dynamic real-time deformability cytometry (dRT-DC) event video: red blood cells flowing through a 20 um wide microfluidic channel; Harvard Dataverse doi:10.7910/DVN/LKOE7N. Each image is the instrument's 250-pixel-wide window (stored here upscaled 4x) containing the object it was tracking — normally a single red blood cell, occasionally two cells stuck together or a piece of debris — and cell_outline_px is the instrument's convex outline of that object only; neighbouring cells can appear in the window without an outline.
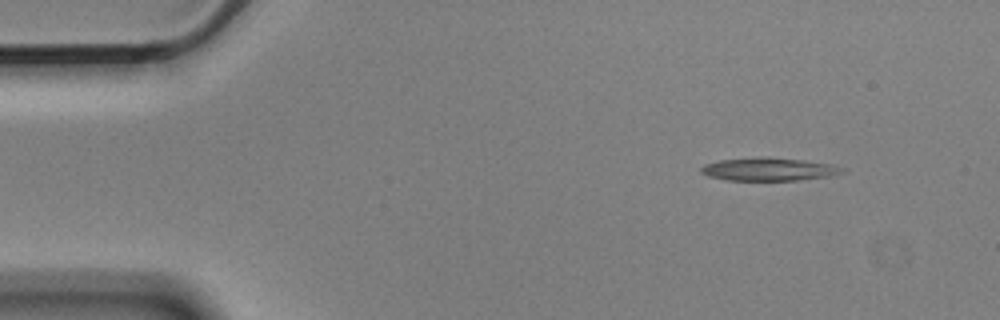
{"species": "Egyptian fruit bat (a non-hibernating species)", "species_latin": "Rousettus aegyptiacus", "temperature_condition": "cold", "stored_images_in_passage": 3, "camera_frame_rate_fps": 3000, "um_per_image_px": 0.085, "animal": {"sex": "male"}, "frame": {"image": 1, "passage_image": 1, "time_ms": 0.0, "image_size_px": [1000, 320], "cell_outline_px": [[848, 168], [844, 172], [832, 176], [800, 180], [728, 180], [708, 176], [700, 172], [700, 168], [704, 164], [720, 160], [760, 156], [764, 156], [804, 160], [832, 164]], "centroid_in_image_um": [65.4, 14.38], "position_along_channel_um": 19.6, "area_um2": 19.25}}
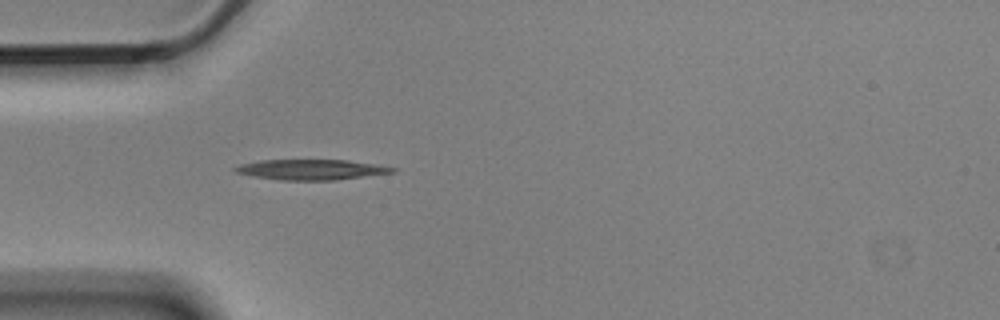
{"frame": {"image": 2, "passage_image": 3, "time_ms": 0.667, "image_size_px": [1000, 320], "cell_outline_px": [[396, 172], [336, 180], [280, 180], [252, 176], [236, 172], [232, 168], [240, 164], [260, 160], [348, 160], [376, 164], [396, 168]], "centroid_in_image_um": [26.45, 14.41], "position_along_channel_um": 58.5, "area_um2": 18.67}}